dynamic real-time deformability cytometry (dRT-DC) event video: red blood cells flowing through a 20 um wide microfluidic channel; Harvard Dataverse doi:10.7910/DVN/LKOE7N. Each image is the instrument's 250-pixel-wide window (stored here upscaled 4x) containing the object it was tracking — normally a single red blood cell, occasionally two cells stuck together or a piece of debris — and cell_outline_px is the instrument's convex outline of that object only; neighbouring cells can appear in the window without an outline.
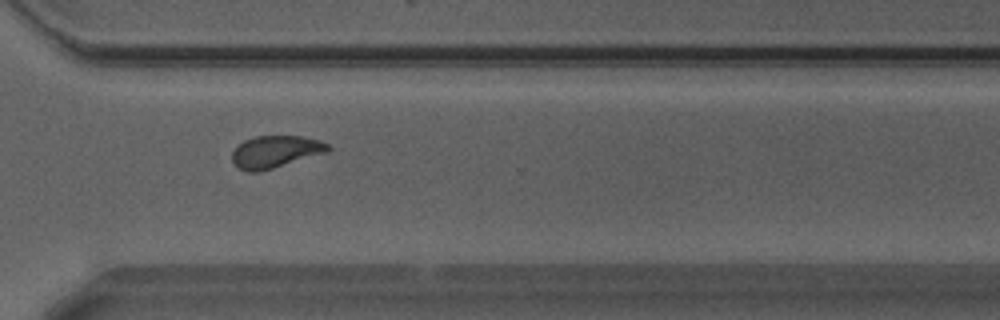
{"species": "Egyptian fruit bat (a non-hibernating species)", "species_latin": "Rousettus aegyptiacus", "temperature_condition": "warm", "stored_images_in_passage": 49, "camera_frame_rate_fps": 3000, "um_per_image_px": 0.085, "animal": {"sex": "male"}, "frame": {"image": 1, "passage_image": 36, "time_ms": 11.667, "image_size_px": [1000, 320], "cell_outline_px": [[332, 148], [328, 152], [272, 168], [256, 172], [248, 172], [240, 168], [232, 160], [232, 152], [244, 140], [256, 136], [304, 136], [320, 140], [328, 144]], "centroid_in_image_um": [23.45, 12.88], "position_along_channel_um": 347.2, "area_um2": 17.8}}
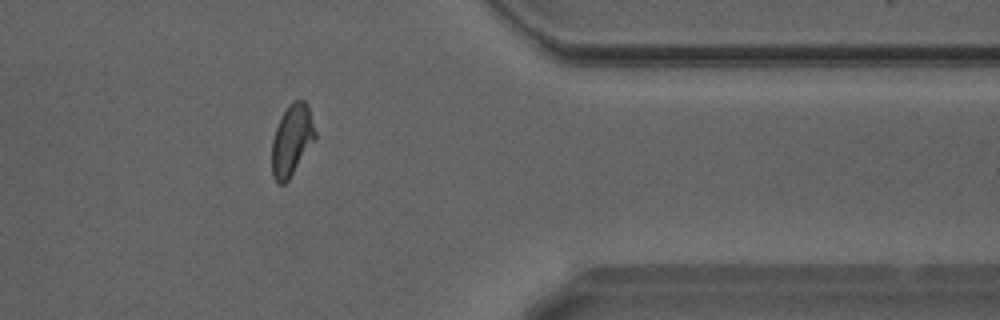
{"frame": {"image": 2, "passage_image": 40, "time_ms": 13.0, "image_size_px": [1000, 320], "cell_outline_px": [[316, 140], [288, 180], [284, 184], [276, 184], [272, 176], [272, 140], [276, 128], [284, 112], [296, 100], [304, 100], [308, 104], [316, 132]], "centroid_in_image_um": [24.82, 11.96], "position_along_channel_um": 386.6, "area_um2": 17.92}}
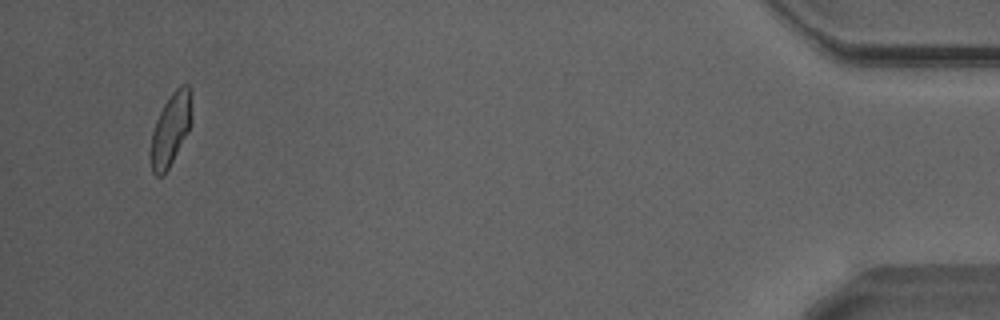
{"frame": {"image": 3, "passage_image": 47, "time_ms": 15.333, "image_size_px": [1000, 320], "cell_outline_px": [[192, 120], [188, 132], [164, 176], [156, 176], [152, 172], [148, 156], [148, 152], [152, 132], [156, 120], [164, 104], [172, 92], [180, 84], [188, 84]], "centroid_in_image_um": [14.46, 11.06], "position_along_channel_um": 420.7, "area_um2": 17.51}, "authors_computed_cell_mechanics": {"area_um2": 18.2648, "velocity_mm_per_s": 4.2252, "shape_relaxation_time_tau1_ms": 6.8915, "shape_relaxation_time_tau2_ms": 0.9247, "deformation_change_tau1": 0.1543, "deformation_change_tau2": 0.0704}}